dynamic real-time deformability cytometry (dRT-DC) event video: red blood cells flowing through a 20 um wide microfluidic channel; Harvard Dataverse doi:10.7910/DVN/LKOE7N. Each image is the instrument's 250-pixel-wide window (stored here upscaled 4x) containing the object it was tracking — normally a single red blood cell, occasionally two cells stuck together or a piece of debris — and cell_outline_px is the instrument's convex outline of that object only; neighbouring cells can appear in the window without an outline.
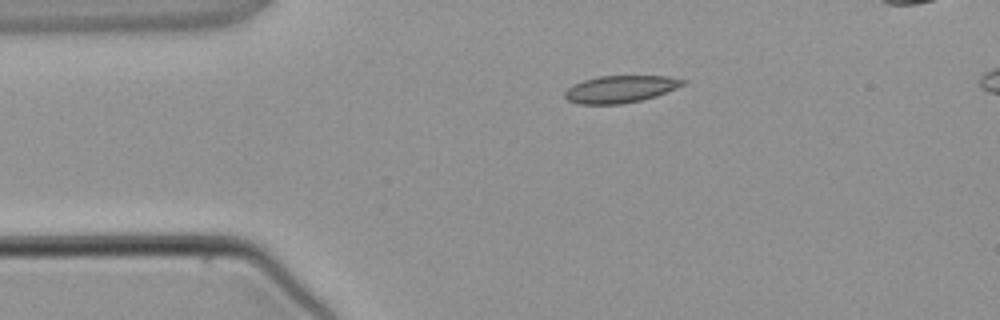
{"species": "common noctule bat (a hibernating species)", "species_latin": "Nyctalus noctula", "temperature_condition": "warm", "stored_images_in_passage": 2, "camera_frame_rate_fps": 3000, "um_per_image_px": 0.085, "animal": {"sex": "male", "body_mass_g": 21.5, "forearm_length_mm": 52.0}, "frame": {"image": 1, "passage_image": 1, "time_ms": 0.0, "image_size_px": [1000, 320], "cell_outline_px": [[688, 80], [684, 84], [676, 88], [656, 96], [640, 100], [620, 104], [580, 104], [568, 100], [564, 96], [564, 92], [572, 84], [584, 80], [600, 76], [668, 76]], "centroid_in_image_um": [52.73, 7.57], "position_along_channel_um": 32.3, "area_um2": 18.61}}